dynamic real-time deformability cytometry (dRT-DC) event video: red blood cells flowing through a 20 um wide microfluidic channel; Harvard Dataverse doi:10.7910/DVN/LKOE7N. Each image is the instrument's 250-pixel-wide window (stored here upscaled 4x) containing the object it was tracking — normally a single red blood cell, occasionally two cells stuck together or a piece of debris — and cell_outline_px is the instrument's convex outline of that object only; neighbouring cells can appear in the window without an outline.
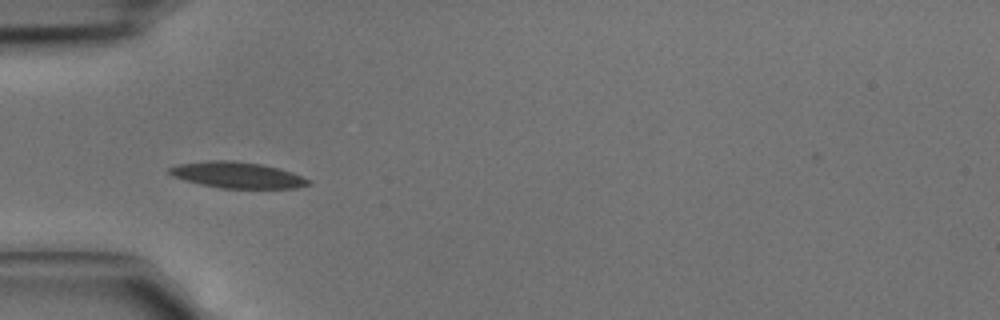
{"species": "common noctule bat (a hibernating species)", "species_latin": "Nyctalus noctula", "temperature_condition": "cold", "stored_images_in_passage": 4, "camera_frame_rate_fps": 3000, "um_per_image_px": 0.085, "animal": {"sex": "male", "body_mass_g": 15.6}, "frame": {"image": 1, "passage_image": 4, "time_ms": 1.0, "image_size_px": [1000, 320], "cell_outline_px": [[312, 184], [296, 188], [220, 188], [200, 184], [184, 180], [172, 176], [168, 172], [168, 168], [180, 164], [208, 160], [232, 160], [264, 164], [280, 168], [292, 172], [312, 180]], "centroid_in_image_um": [20.21, 14.87], "position_along_channel_um": 64.8, "area_um2": 21.39}}